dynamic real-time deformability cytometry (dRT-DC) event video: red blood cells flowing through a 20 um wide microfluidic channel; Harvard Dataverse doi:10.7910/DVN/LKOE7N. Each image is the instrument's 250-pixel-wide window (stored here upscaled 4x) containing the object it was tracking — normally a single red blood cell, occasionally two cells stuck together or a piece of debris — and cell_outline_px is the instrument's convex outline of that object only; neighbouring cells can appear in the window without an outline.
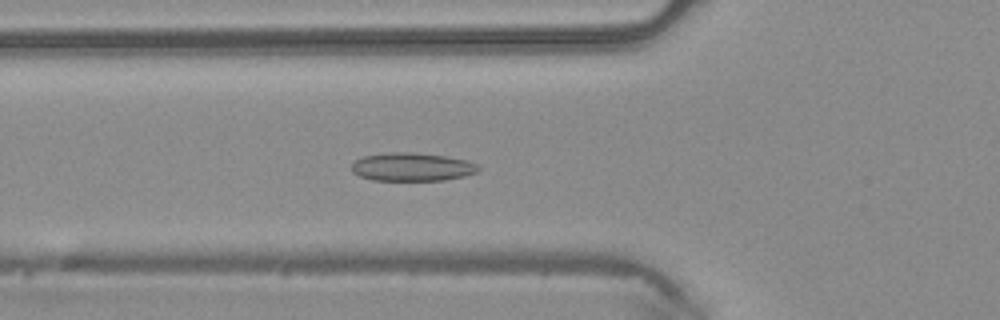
{"species": "common noctule bat (a hibernating species)", "species_latin": "Nyctalus noctula", "temperature_condition": "warm", "stored_images_in_passage": 49, "camera_frame_rate_fps": 3000, "um_per_image_px": 0.085, "animal": {"sex": "male", "body_mass_g": 20.4}, "frame": {"image": 1, "passage_image": 17, "time_ms": 5.333, "image_size_px": [1000, 320], "cell_outline_px": [[480, 168], [476, 172], [464, 176], [444, 180], [372, 180], [360, 176], [352, 172], [352, 164], [356, 160], [364, 156], [392, 152], [412, 152], [444, 156], [468, 160], [480, 164]], "centroid_in_image_um": [35.05, 14.19], "position_along_channel_um": 90.7, "area_um2": 20.87}}
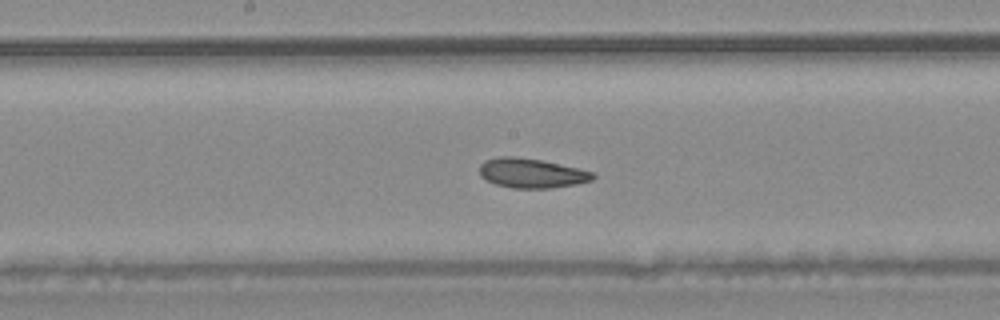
{"frame": {"image": 2, "passage_image": 25, "time_ms": 8.0, "image_size_px": [1000, 320], "cell_outline_px": [[596, 176], [592, 180], [576, 184], [552, 188], [512, 188], [496, 184], [484, 180], [480, 176], [480, 164], [484, 160], [500, 156], [512, 156], [540, 160], [596, 172]], "centroid_in_image_um": [45.17, 14.72], "position_along_channel_um": 203.0, "area_um2": 19.59}}
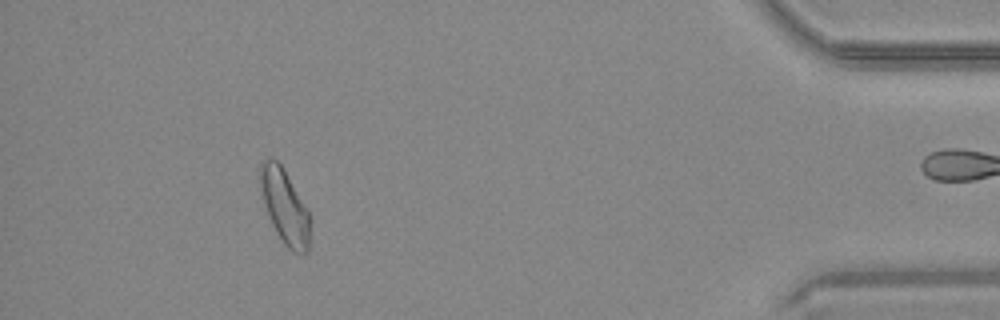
{"frame": {"image": 3, "passage_image": 44, "time_ms": 14.333, "image_size_px": [1000, 320], "cell_outline_px": [[308, 252], [300, 256], [292, 252], [284, 244], [276, 232], [268, 216], [256, 176], [260, 164], [268, 156], [276, 160], [280, 164], [308, 208]], "centroid_in_image_um": [24.15, 17.52], "position_along_channel_um": 411.1, "area_um2": 21.79}, "authors_computed_cell_mechanics": {"area_um2": 20.808, "velocity_mm_per_s": 4.1943, "shape_relaxation_time_tau1_ms": 6.9294, "shape_relaxation_time_tau2_ms": 2.8426, "deformation_change_tau1": 0.1523, "deformation_change_tau2": 0.082}}